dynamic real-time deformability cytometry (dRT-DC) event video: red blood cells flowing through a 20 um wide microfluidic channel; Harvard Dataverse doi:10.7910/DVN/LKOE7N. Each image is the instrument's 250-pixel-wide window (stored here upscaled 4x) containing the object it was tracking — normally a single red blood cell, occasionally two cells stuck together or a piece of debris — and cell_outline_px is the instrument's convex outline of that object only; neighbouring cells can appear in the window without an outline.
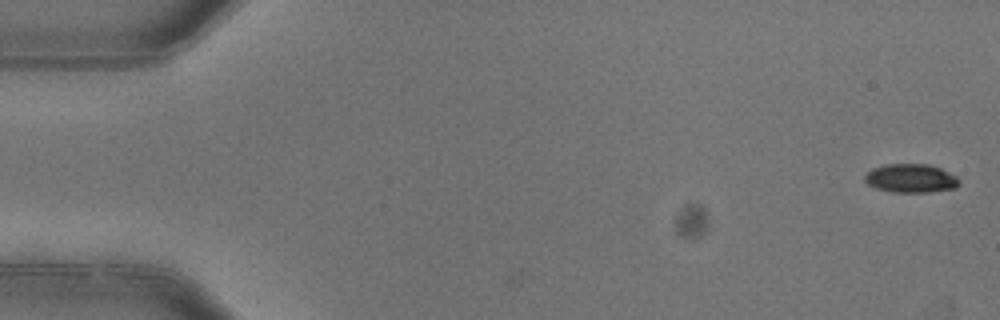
{"species": "common noctule bat (a hibernating species)", "species_latin": "Nyctalus noctula", "temperature_condition": "warm", "stored_images_in_passage": 6, "camera_frame_rate_fps": 3000, "um_per_image_px": 0.085, "animal": {"sex": "female"}, "frame": {"image": 1, "passage_image": 1, "time_ms": 0.0, "image_size_px": [1000, 320], "cell_outline_px": [[960, 184], [956, 188], [928, 192], [892, 192], [876, 188], [868, 184], [864, 180], [864, 176], [872, 168], [888, 164], [928, 164], [940, 168], [956, 176], [960, 180]], "centroid_in_image_um": [77.43, 15.16], "position_along_channel_um": 7.6, "area_um2": 15.78}}
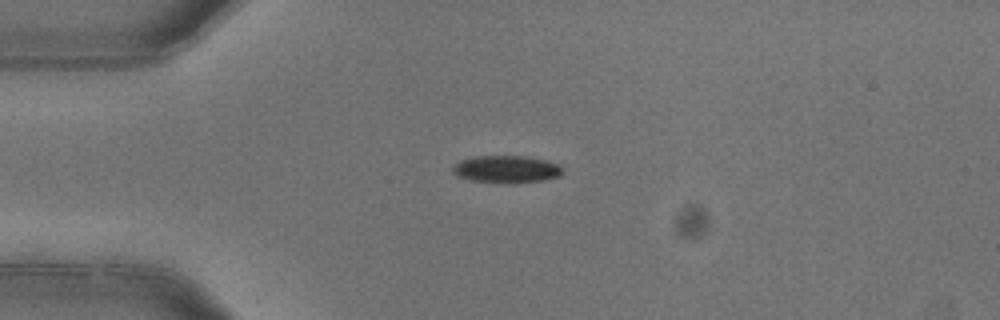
{"frame": {"image": 2, "passage_image": 3, "time_ms": 0.667, "image_size_px": [1000, 320], "cell_outline_px": [[564, 172], [560, 176], [544, 180], [512, 184], [472, 180], [456, 176], [452, 172], [452, 168], [460, 160], [476, 156], [528, 156], [548, 160], [560, 164], [564, 168]], "centroid_in_image_um": [43.11, 14.38], "position_along_channel_um": 41.9, "area_um2": 17.86}}